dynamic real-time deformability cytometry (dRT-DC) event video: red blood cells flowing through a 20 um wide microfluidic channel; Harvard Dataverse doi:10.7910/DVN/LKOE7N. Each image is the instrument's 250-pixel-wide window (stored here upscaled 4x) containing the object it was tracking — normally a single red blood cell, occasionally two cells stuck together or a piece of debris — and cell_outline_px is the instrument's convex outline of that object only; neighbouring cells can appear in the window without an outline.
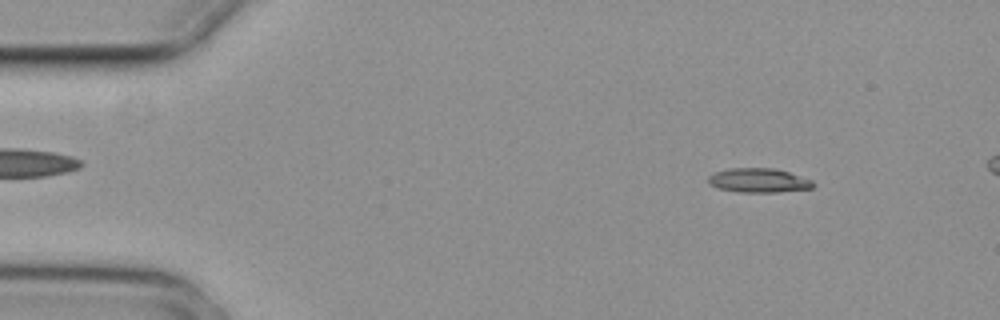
{"species": "common noctule bat (a hibernating species)", "species_latin": "Nyctalus noctula", "temperature_condition": "cold", "stored_images_in_passage": 5, "camera_frame_rate_fps": 3000, "um_per_image_px": 0.085, "animal": {"sex": "female", "body_mass_g": 29.2, "forearm_length_mm": 56.3}, "frame": {"image": 1, "passage_image": 1, "time_ms": 0.0, "image_size_px": [1000, 320], "cell_outline_px": [[816, 184], [812, 188], [776, 192], [740, 192], [720, 188], [712, 184], [708, 180], [708, 176], [716, 172], [728, 168], [776, 168], [812, 180]], "centroid_in_image_um": [64.52, 15.32], "position_along_channel_um": 20.5, "area_um2": 14.62}}
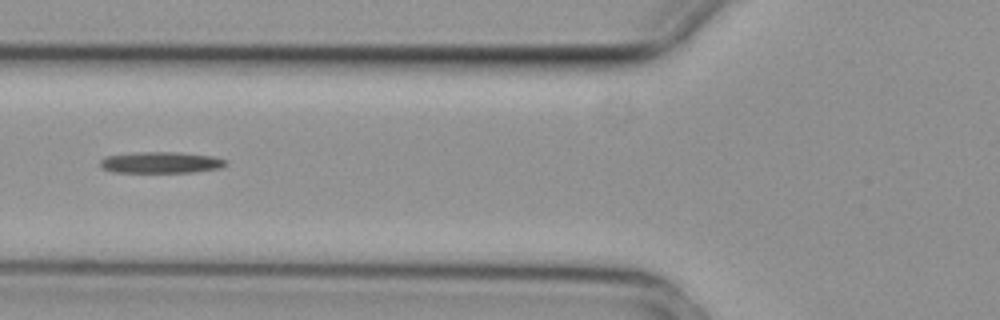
{"frame": {"image": 2, "passage_image": 5, "time_ms": 1.333, "image_size_px": [1000, 320], "cell_outline_px": [[228, 164], [220, 168], [196, 172], [112, 172], [104, 168], [100, 164], [100, 160], [104, 156], [140, 152], [176, 152], [212, 156], [228, 160]], "centroid_in_image_um": [13.71, 13.81], "position_along_channel_um": 112.1, "area_um2": 15.61}}